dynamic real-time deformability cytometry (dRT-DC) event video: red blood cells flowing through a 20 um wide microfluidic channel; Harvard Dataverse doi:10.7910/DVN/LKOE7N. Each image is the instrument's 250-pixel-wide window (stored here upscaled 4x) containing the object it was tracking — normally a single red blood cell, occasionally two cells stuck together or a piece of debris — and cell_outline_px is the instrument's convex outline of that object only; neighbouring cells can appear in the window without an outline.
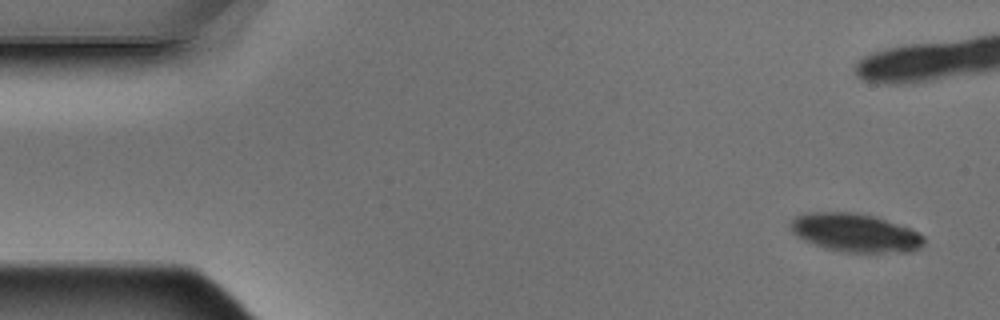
{"species": "Egyptian fruit bat (a non-hibernating species)", "species_latin": "Rousettus aegyptiacus", "temperature_condition": "warm", "stored_images_in_passage": 16, "camera_frame_rate_fps": 3000, "um_per_image_px": 0.085, "animal": {"sex": "male"}, "frame": {"image": 1, "passage_image": 1, "time_ms": 0.0, "image_size_px": [1000, 320], "cell_outline_px": [[924, 244], [920, 248], [908, 252], [844, 252], [828, 248], [804, 240], [796, 236], [792, 232], [792, 220], [796, 216], [808, 212], [856, 212], [876, 216], [920, 232], [924, 236]], "centroid_in_image_um": [72.74, 19.77], "position_along_channel_um": 12.3, "area_um2": 29.77}}